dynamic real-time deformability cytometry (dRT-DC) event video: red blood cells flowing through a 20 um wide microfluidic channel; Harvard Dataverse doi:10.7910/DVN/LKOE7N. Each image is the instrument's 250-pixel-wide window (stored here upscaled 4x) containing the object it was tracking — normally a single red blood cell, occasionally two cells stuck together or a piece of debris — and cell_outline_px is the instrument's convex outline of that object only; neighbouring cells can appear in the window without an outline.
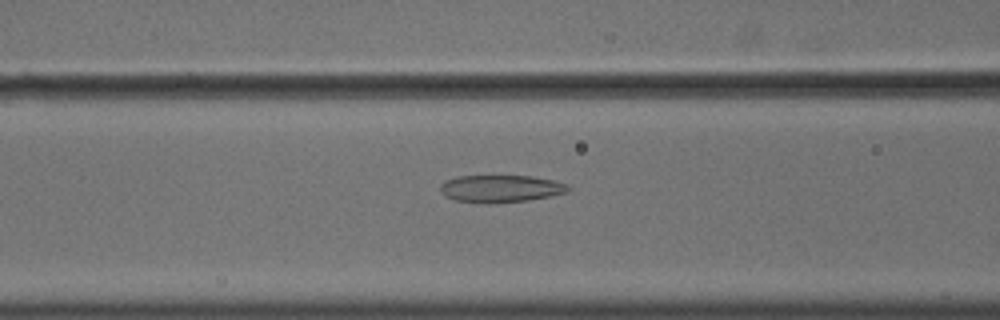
{"species": "common noctule bat (a hibernating species)", "species_latin": "Nyctalus noctula", "temperature_condition": "cold", "stored_images_in_passage": 51, "camera_frame_rate_fps": 3000, "um_per_image_px": 0.085, "animal": {"sex": "male", "body_mass_g": 18.8}, "frame": {"image": 1, "passage_image": 19, "time_ms": 6.0, "image_size_px": [1000, 320], "cell_outline_px": [[572, 188], [568, 192], [552, 196], [528, 200], [492, 204], [484, 204], [456, 200], [440, 192], [440, 184], [444, 180], [456, 176], [532, 176], [552, 180], [568, 184]], "centroid_in_image_um": [42.57, 16.04], "position_along_channel_um": 124.0, "area_um2": 20.63}}
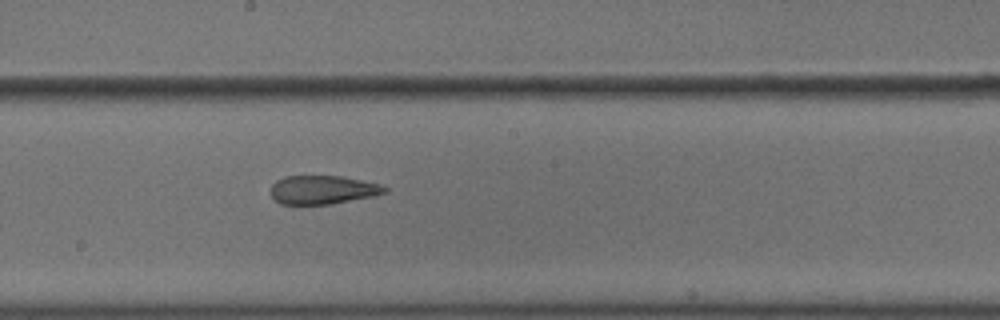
{"frame": {"image": 2, "passage_image": 27, "time_ms": 8.667, "image_size_px": [1000, 320], "cell_outline_px": [[388, 192], [372, 196], [328, 204], [280, 204], [272, 196], [272, 184], [276, 180], [284, 176], [344, 176], [380, 184], [388, 188]], "centroid_in_image_um": [27.44, 16.12], "position_along_channel_um": 220.8, "area_um2": 18.9}}
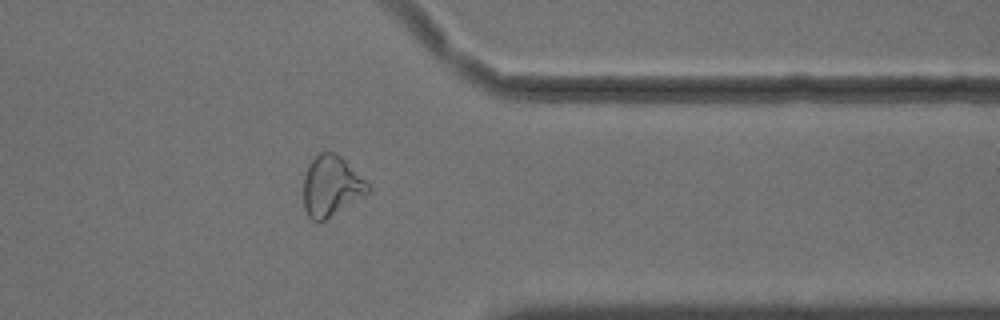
{"frame": {"image": 3, "passage_image": 41, "time_ms": 13.333, "image_size_px": [1000, 320], "cell_outline_px": [[372, 188], [368, 192], [324, 220], [312, 220], [308, 216], [304, 208], [304, 176], [308, 164], [320, 152], [336, 152]], "centroid_in_image_um": [28.12, 15.8], "position_along_channel_um": 383.3, "area_um2": 22.08}, "authors_computed_cell_mechanics": {"area_um2": 22.7732, "velocity_mm_per_s": 3.6201, "shape_relaxation_time_tau1_ms": null, "shape_relaxation_time_tau2_ms": 2.6394, "deformation_change_tau1": null, "deformation_change_tau2": 0.1079}}